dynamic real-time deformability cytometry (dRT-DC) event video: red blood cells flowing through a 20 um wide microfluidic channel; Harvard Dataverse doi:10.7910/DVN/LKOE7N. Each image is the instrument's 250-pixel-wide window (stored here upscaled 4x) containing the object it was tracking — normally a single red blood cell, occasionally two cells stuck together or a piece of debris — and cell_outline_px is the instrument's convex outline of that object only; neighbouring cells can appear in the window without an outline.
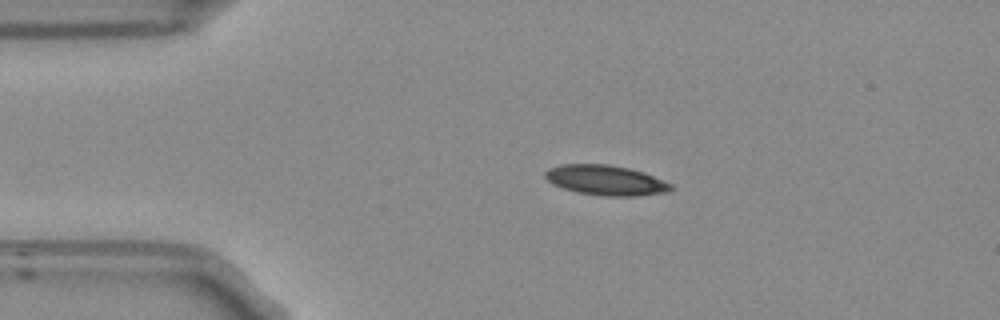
{"species": "Egyptian fruit bat (a non-hibernating species)", "species_latin": "Rousettus aegyptiacus", "temperature_condition": "room temperature", "stored_images_in_passage": 36, "camera_frame_rate_fps": 3000, "um_per_image_px": 0.085, "frame": {"image": 1, "passage_image": 1, "time_ms": 0.0, "image_size_px": [1000, 320], "cell_outline_px": [[672, 188], [668, 192], [636, 196], [604, 196], [576, 192], [552, 184], [544, 176], [544, 172], [548, 168], [560, 164], [608, 164], [628, 168], [644, 172], [672, 184]], "centroid_in_image_um": [51.47, 15.31], "position_along_channel_um": 33.5, "area_um2": 22.08}}
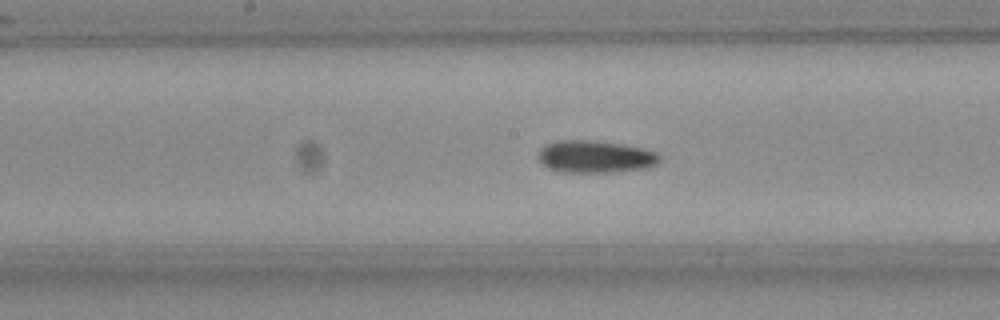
{"frame": {"image": 2, "passage_image": 17, "time_ms": 5.333, "image_size_px": [1000, 320], "cell_outline_px": [[660, 160], [656, 164], [644, 168], [604, 172], [560, 172], [544, 164], [540, 160], [540, 148], [544, 144], [560, 140], [596, 140], [644, 148], [656, 152], [660, 156]], "centroid_in_image_um": [50.6, 13.3], "position_along_channel_um": 197.6, "area_um2": 22.54}}
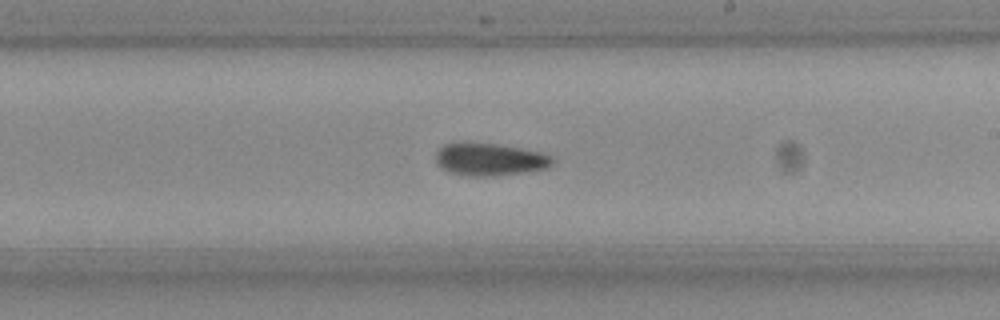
{"frame": {"image": 3, "passage_image": 21, "time_ms": 6.667, "image_size_px": [1000, 320], "cell_outline_px": [[556, 160], [552, 164], [544, 168], [520, 172], [492, 176], [468, 176], [448, 172], [440, 168], [436, 164], [436, 152], [444, 144], [496, 144], [520, 148], [540, 152], [552, 156]], "centroid_in_image_um": [41.61, 13.57], "position_along_channel_um": 247.4, "area_um2": 21.68}, "authors_computed_cell_mechanics": {"area_um2": 21.6172, "velocity_mm_per_s": 3.7487, "shape_relaxation_time_tau1_ms": 4.3163, "shape_relaxation_time_tau2_ms": null, "deformation_change_tau1": 0.1067, "deformation_change_tau2": null}}